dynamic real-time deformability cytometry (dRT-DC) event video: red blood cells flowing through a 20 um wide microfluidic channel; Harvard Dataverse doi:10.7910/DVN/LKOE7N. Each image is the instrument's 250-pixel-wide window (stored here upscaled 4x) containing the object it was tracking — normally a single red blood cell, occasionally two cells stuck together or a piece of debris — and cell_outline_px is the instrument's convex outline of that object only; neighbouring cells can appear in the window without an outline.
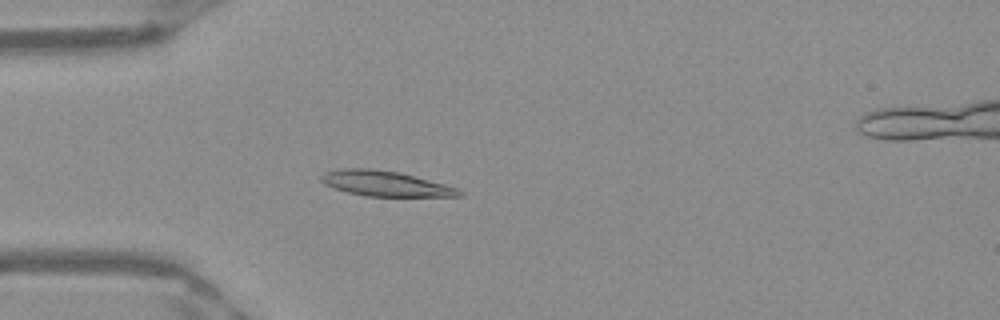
{"species": "Egyptian fruit bat (a non-hibernating species)", "species_latin": "Rousettus aegyptiacus", "temperature_condition": "warm", "stored_images_in_passage": 50, "segment_of_instrument_passage": [1, 2], "camera_frame_rate_fps": 3000, "um_per_image_px": 0.085, "frame": {"image": 1, "passage_image": 12, "time_ms": 3.667, "image_size_px": [1000, 320], "cell_outline_px": [[464, 196], [368, 196], [348, 192], [324, 184], [320, 180], [320, 176], [324, 172], [340, 168], [372, 168], [400, 172], [444, 184], [456, 188], [464, 192]], "centroid_in_image_um": [32.73, 15.59], "position_along_channel_um": 52.3, "area_um2": 20.23}}
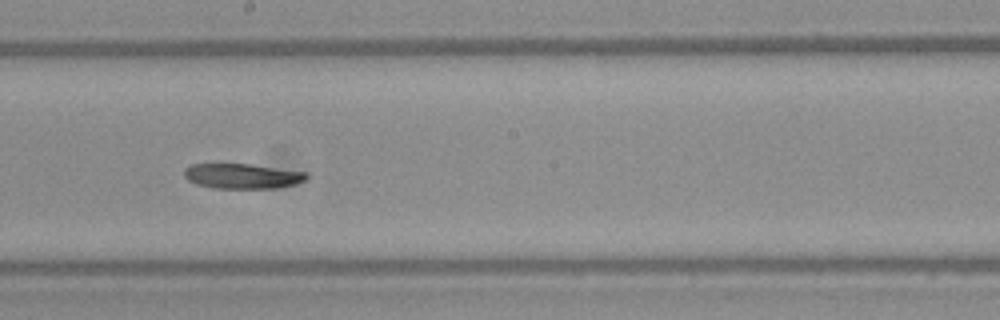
{"frame": {"image": 2, "passage_image": 26, "time_ms": 8.333, "image_size_px": [1000, 320], "cell_outline_px": [[308, 176], [304, 180], [292, 184], [276, 188], [212, 188], [196, 184], [188, 180], [184, 176], [184, 168], [192, 164], [248, 164], [308, 172]], "centroid_in_image_um": [20.56, 14.96], "position_along_channel_um": 227.6, "area_um2": 17.74}}
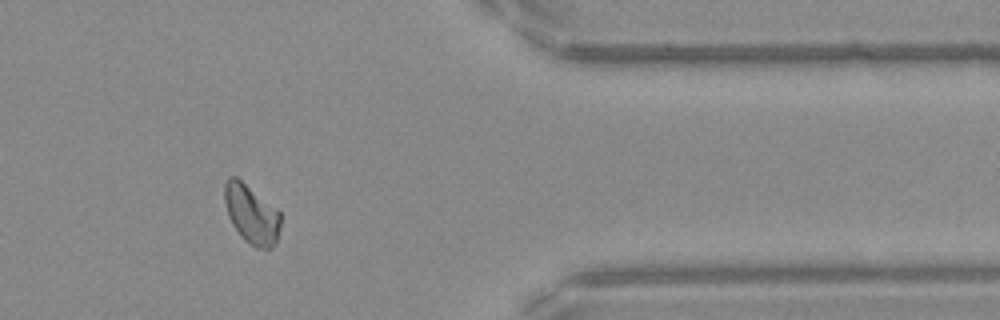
{"frame": {"image": 3, "passage_image": 40, "time_ms": 13.0, "image_size_px": [1000, 320], "cell_outline_px": [[280, 224], [276, 240], [272, 248], [256, 248], [248, 244], [240, 236], [232, 224], [228, 216], [224, 200], [224, 184], [228, 176], [236, 176], [280, 212]], "centroid_in_image_um": [21.34, 18.21], "position_along_channel_um": 390.1, "area_um2": 19.13}}